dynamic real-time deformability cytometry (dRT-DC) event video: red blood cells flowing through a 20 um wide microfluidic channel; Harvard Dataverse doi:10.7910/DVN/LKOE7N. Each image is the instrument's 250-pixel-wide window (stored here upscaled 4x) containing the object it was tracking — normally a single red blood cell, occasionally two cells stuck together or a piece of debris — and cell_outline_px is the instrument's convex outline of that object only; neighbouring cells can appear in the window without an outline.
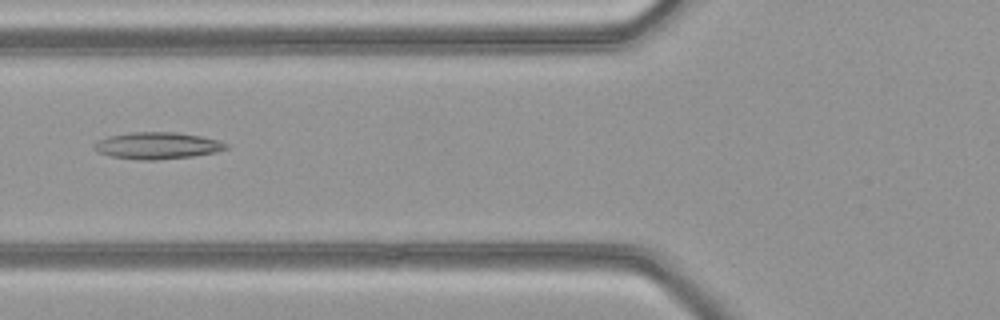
{"species": "common noctule bat (a hibernating species)", "species_latin": "Nyctalus noctula", "temperature_condition": "warm", "stored_images_in_passage": 38, "camera_frame_rate_fps": 3000, "um_per_image_px": 0.085, "animal": {"sex": "female", "body_mass_g": 21.9}, "frame": {"image": 1, "passage_image": 8, "time_ms": 2.333, "image_size_px": [1000, 320], "cell_outline_px": [[228, 148], [216, 152], [192, 156], [156, 160], [140, 160], [112, 156], [96, 152], [92, 148], [92, 144], [96, 140], [108, 136], [128, 132], [176, 132], [200, 136], [220, 140], [228, 144]], "centroid_in_image_um": [13.33, 12.37], "position_along_channel_um": 112.5, "area_um2": 20.81}}
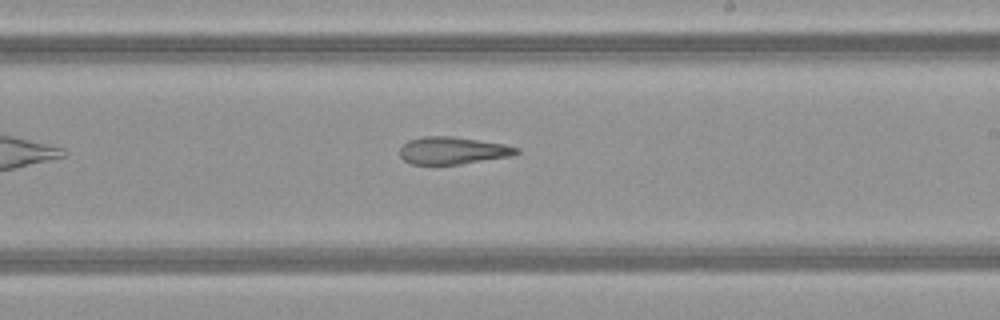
{"frame": {"image": 2, "passage_image": 18, "time_ms": 5.667, "image_size_px": [1000, 320], "cell_outline_px": [[520, 152], [512, 156], [460, 164], [412, 164], [404, 160], [400, 156], [400, 148], [408, 140], [424, 136], [452, 136], [504, 144], [520, 148]], "centroid_in_image_um": [38.49, 12.79], "position_along_channel_um": 250.5, "area_um2": 18.55}}
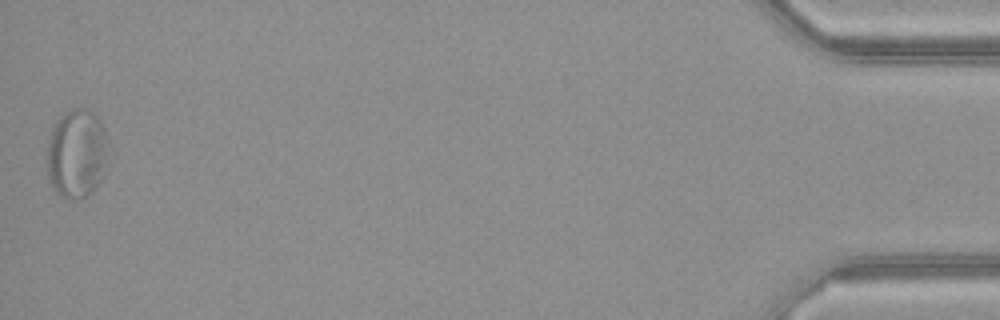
{"frame": {"image": 3, "passage_image": 38, "time_ms": 12.333, "image_size_px": [1000, 320], "cell_outline_px": [[108, 144], [100, 180], [92, 192], [84, 196], [72, 200], [60, 196], [52, 188], [48, 180], [48, 144], [52, 128], [56, 120], [64, 112], [72, 108], [88, 108], [100, 120], [104, 128]], "centroid_in_image_um": [6.49, 13.03], "position_along_channel_um": 428.7, "area_um2": 31.62}, "authors_computed_cell_mechanics": {"area_um2": 20.6346, "velocity_mm_per_s": 4.1425, "shape_relaxation_time_tau1_ms": null, "shape_relaxation_time_tau2_ms": 3.662, "deformation_change_tau1": null, "deformation_change_tau2": 0.1454}}